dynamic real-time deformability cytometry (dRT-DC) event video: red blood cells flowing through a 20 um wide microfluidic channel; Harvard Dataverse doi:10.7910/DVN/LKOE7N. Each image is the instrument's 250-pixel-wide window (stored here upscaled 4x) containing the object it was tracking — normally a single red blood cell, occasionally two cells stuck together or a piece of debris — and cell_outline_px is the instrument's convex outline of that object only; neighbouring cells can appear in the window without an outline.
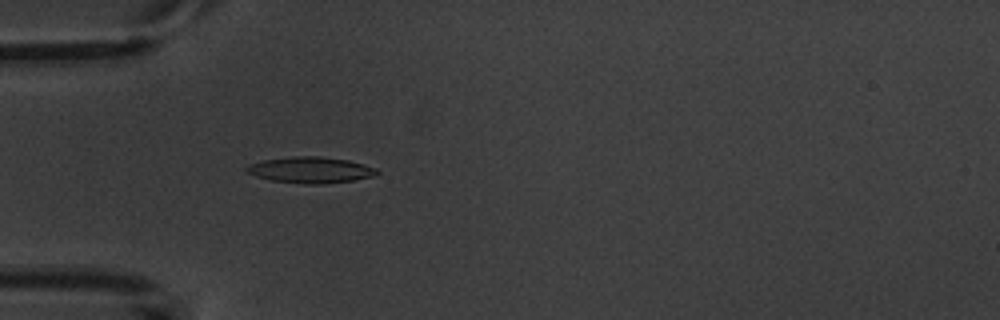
{"species": "common noctule bat (a hibernating species)", "species_latin": "Nyctalus noctula", "temperature_condition": "warm", "stored_images_in_passage": 3, "camera_frame_rate_fps": 3000, "um_per_image_px": 0.085, "animal": {"sex": "male", "body_mass_g": 20.1, "forearm_length_mm": 53.5}, "frame": {"image": 1, "passage_image": 3, "time_ms": 2.333, "image_size_px": [1000, 320], "cell_outline_px": [[380, 172], [372, 176], [352, 180], [320, 184], [308, 184], [272, 180], [256, 176], [248, 172], [244, 168], [248, 164], [264, 160], [292, 156], [320, 156], [348, 160], [364, 164], [376, 168]], "centroid_in_image_um": [26.39, 14.43], "position_along_channel_um": 58.6, "area_um2": 19.65}}